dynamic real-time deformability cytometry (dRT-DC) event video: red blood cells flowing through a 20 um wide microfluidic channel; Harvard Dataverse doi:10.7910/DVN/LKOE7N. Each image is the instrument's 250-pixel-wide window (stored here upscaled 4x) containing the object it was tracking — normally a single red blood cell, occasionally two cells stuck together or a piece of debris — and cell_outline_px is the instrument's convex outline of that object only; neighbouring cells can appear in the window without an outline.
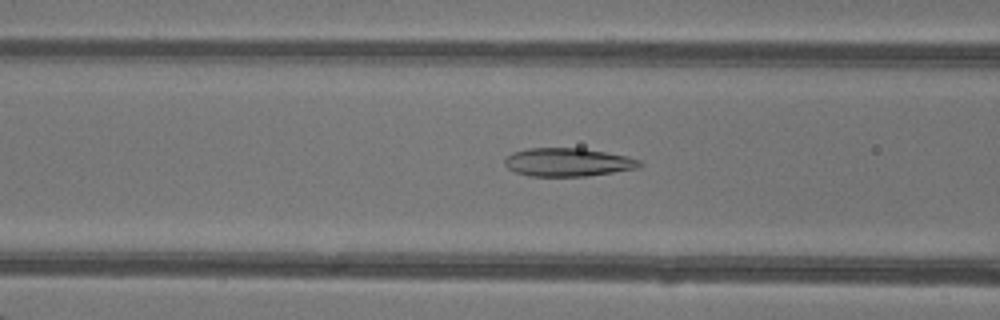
{"species": "common noctule bat (a hibernating species)", "species_latin": "Nyctalus noctula", "temperature_condition": "warm", "stored_images_in_passage": 48, "camera_frame_rate_fps": 3000, "um_per_image_px": 0.085, "animal": {"sex": "female"}, "frame": {"image": 1, "passage_image": 20, "time_ms": 6.333, "image_size_px": [1000, 320], "cell_outline_px": [[644, 164], [640, 168], [588, 176], [528, 176], [516, 172], [508, 168], [504, 164], [504, 160], [512, 152], [528, 148], [584, 148], [628, 156], [640, 160]], "centroid_in_image_um": [48.31, 13.79], "position_along_channel_um": 118.3, "area_um2": 22.48}}
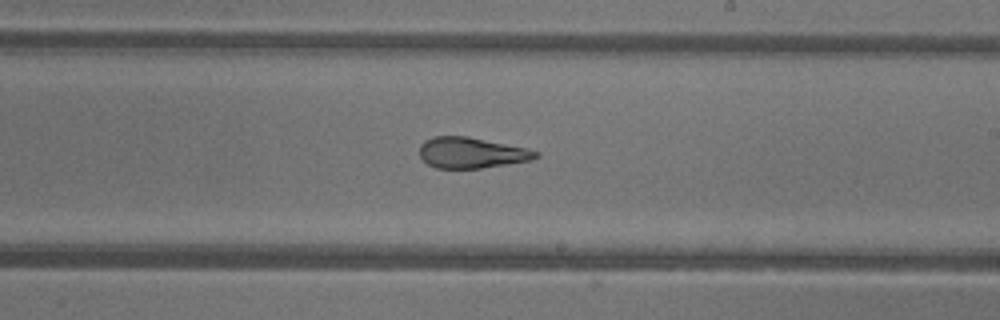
{"frame": {"image": 2, "passage_image": 29, "time_ms": 9.333, "image_size_px": [1000, 320], "cell_outline_px": [[540, 156], [532, 160], [480, 168], [436, 168], [428, 164], [420, 156], [420, 144], [424, 140], [432, 136], [468, 136], [528, 148], [540, 152]], "centroid_in_image_um": [40.09, 12.97], "position_along_channel_um": 248.9, "area_um2": 20.98}}
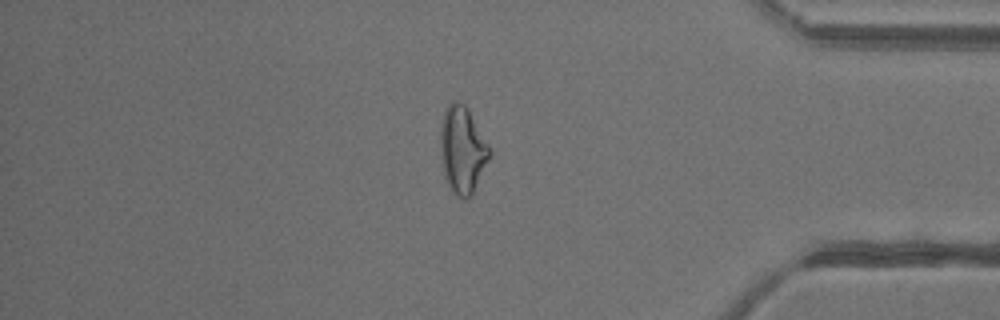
{"frame": {"image": 3, "passage_image": 41, "time_ms": 13.333, "image_size_px": [1000, 320], "cell_outline_px": [[492, 152], [472, 196], [468, 200], [464, 200], [456, 196], [448, 184], [444, 176], [440, 156], [440, 120], [448, 104], [452, 100], [456, 100], [464, 104], [468, 108], [492, 148]], "centroid_in_image_um": [39.31, 12.73], "position_along_channel_um": 395.9, "area_um2": 25.61}, "authors_computed_cell_mechanics": {"area_um2": 24.2182, "velocity_mm_per_s": 4.3591, "shape_relaxation_time_tau1_ms": 7.5305, "shape_relaxation_time_tau2_ms": 1.5773, "deformation_change_tau1": 0.2173, "deformation_change_tau2": 0.0865}}